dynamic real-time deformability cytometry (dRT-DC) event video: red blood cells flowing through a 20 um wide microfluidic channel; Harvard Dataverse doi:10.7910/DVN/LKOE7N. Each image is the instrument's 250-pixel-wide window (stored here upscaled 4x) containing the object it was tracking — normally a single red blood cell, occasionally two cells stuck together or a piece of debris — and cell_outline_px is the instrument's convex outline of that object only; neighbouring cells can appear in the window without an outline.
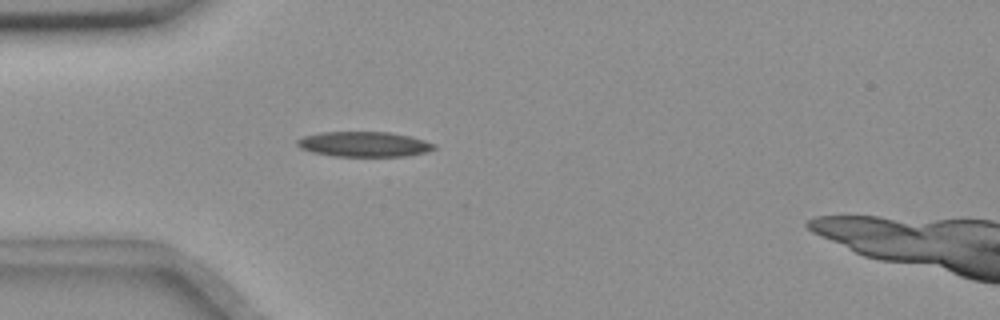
{"species": "common noctule bat (a hibernating species)", "species_latin": "Nyctalus noctula", "temperature_condition": "room temperature", "stored_images_in_passage": 42, "camera_frame_rate_fps": 3000, "um_per_image_px": 0.085, "animal": {"sex": "female", "body_mass_g": 18.4}, "frame": {"image": 1, "passage_image": 2, "time_ms": 0.333, "image_size_px": [1000, 320], "cell_outline_px": [[436, 148], [424, 152], [404, 156], [336, 156], [312, 152], [300, 148], [296, 144], [296, 140], [304, 136], [320, 132], [392, 132], [412, 136], [436, 144]], "centroid_in_image_um": [30.94, 12.25], "position_along_channel_um": 54.1, "area_um2": 20.06}}
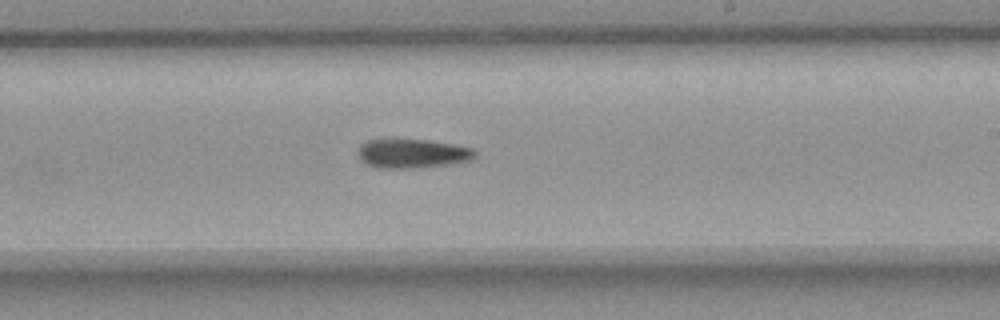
{"frame": {"image": 2, "passage_image": 19, "time_ms": 6.0, "image_size_px": [1000, 320], "cell_outline_px": [[476, 156], [472, 160], [424, 168], [376, 168], [360, 160], [360, 144], [368, 140], [428, 140], [452, 144], [472, 148], [476, 152]], "centroid_in_image_um": [35.09, 13.07], "position_along_channel_um": 253.9, "area_um2": 19.71}}
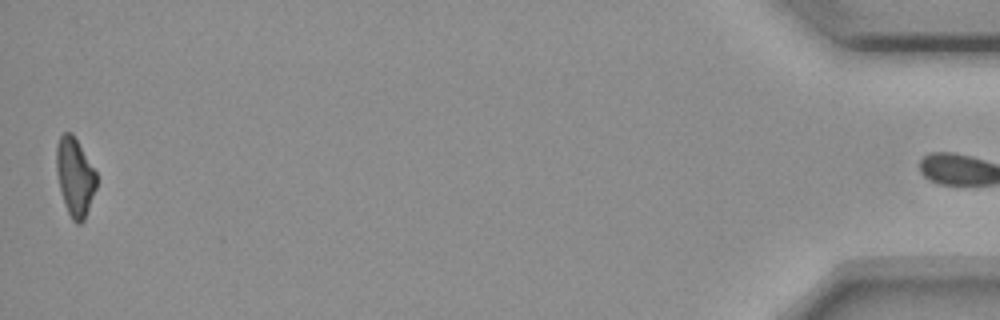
{"frame": {"image": 3, "passage_image": 41, "time_ms": 13.333, "image_size_px": [1000, 320], "cell_outline_px": [[96, 188], [84, 220], [80, 224], [76, 224], [72, 220], [68, 212], [60, 188], [56, 172], [56, 144], [60, 136], [64, 132], [72, 132], [96, 172]], "centroid_in_image_um": [6.36, 15.02], "position_along_channel_um": 428.8, "area_um2": 18.09}}